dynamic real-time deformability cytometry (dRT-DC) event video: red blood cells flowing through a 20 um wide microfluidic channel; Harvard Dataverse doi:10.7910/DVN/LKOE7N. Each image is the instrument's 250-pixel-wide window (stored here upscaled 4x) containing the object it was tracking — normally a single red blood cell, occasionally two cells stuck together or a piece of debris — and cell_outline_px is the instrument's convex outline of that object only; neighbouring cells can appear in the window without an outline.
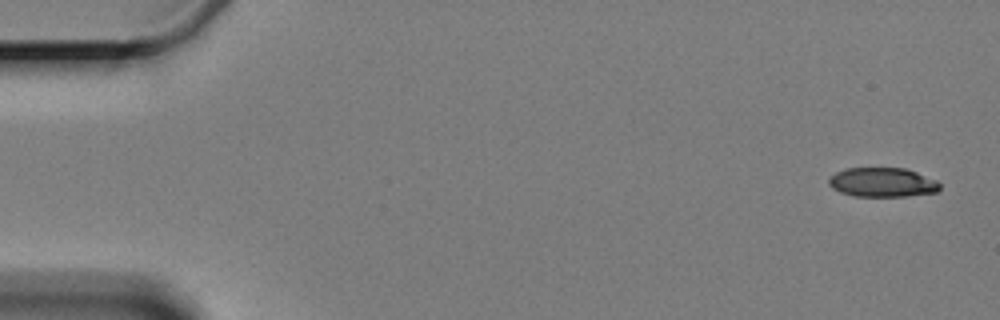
{"species": "Egyptian fruit bat (a non-hibernating species)", "species_latin": "Rousettus aegyptiacus", "temperature_condition": "cold", "stored_images_in_passage": 6, "camera_frame_rate_fps": 3000, "um_per_image_px": 0.085, "animal": {"sex": "female"}, "frame": {"image": 1, "passage_image": 1, "time_ms": 0.0, "image_size_px": [1000, 320], "cell_outline_px": [[940, 188], [936, 192], [904, 196], [856, 196], [840, 192], [832, 188], [828, 184], [828, 180], [836, 172], [844, 168], [904, 168], [916, 172], [936, 180], [940, 184]], "centroid_in_image_um": [74.98, 15.49], "position_along_channel_um": 10.0, "area_um2": 18.84}}
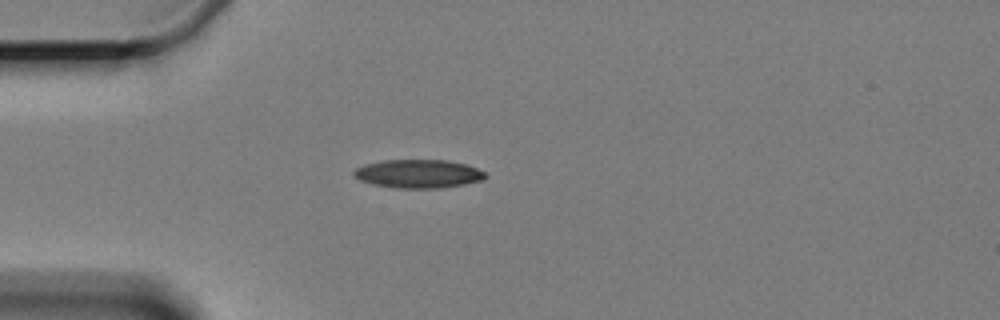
{"frame": {"image": 2, "passage_image": 5, "time_ms": 4.667, "image_size_px": [1000, 320], "cell_outline_px": [[488, 176], [480, 180], [464, 184], [440, 188], [400, 188], [376, 184], [360, 180], [352, 172], [356, 168], [364, 164], [380, 160], [448, 160], [464, 164], [476, 168], [484, 172]], "centroid_in_image_um": [35.55, 14.76], "position_along_channel_um": 49.4, "area_um2": 21.56}}